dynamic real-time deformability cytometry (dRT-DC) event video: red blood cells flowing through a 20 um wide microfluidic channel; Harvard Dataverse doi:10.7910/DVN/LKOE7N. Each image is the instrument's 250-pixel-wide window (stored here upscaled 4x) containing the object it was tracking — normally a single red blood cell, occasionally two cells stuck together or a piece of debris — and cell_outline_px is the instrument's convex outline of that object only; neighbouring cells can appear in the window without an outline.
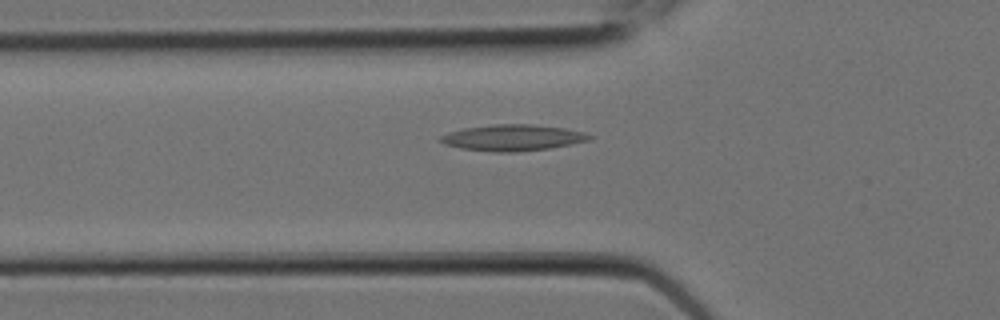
{"species": "Egyptian fruit bat (a non-hibernating species)", "species_latin": "Rousettus aegyptiacus", "temperature_condition": "room temperature", "stored_images_in_passage": 5, "camera_frame_rate_fps": 3000, "um_per_image_px": 0.085, "animal": {"sex": "female"}, "frame": {"image": 1, "passage_image": 5, "time_ms": 1.333, "image_size_px": [1000, 320], "cell_outline_px": [[592, 136], [588, 140], [552, 148], [516, 152], [492, 152], [460, 148], [444, 144], [440, 140], [440, 136], [448, 132], [464, 128], [492, 124], [532, 124], [564, 128], [584, 132]], "centroid_in_image_um": [43.55, 11.7], "position_along_channel_um": 82.2, "area_um2": 22.72}}